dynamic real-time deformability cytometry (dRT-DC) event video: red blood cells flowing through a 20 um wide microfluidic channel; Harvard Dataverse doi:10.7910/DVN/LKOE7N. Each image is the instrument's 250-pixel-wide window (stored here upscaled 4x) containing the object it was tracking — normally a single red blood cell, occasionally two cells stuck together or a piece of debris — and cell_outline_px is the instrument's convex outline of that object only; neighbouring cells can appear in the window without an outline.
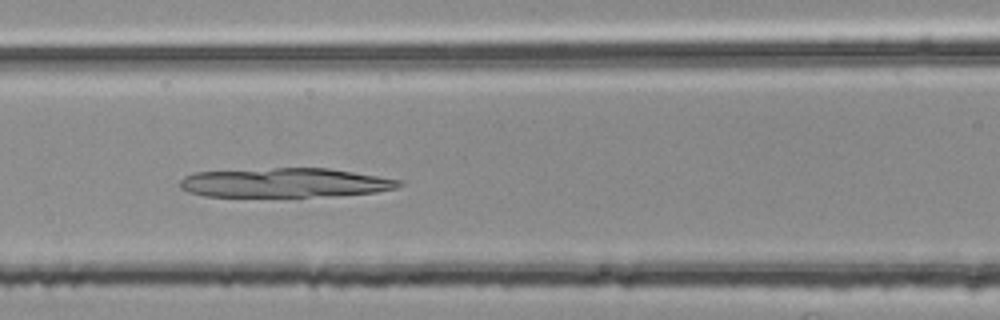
{"species": "common noctule bat (a hibernating species)", "species_latin": "Nyctalus noctula", "temperature_condition": "room temperature", "stored_images_in_passage": 34, "camera_frame_rate_fps": 3000, "um_per_image_px": 0.085, "animal": {"sex": "female", "body_mass_g": 25.1}, "frame": {"image": 1, "passage_image": 7, "time_ms": 2.0, "image_size_px": [1000, 320], "cell_outline_px": [[404, 184], [396, 188], [376, 192], [308, 196], [204, 196], [188, 192], [180, 188], [180, 180], [184, 176], [196, 172], [272, 168], [328, 168], [404, 180]], "centroid_in_image_um": [24.21, 15.52], "position_along_channel_um": 142.4, "area_um2": 37.11}}
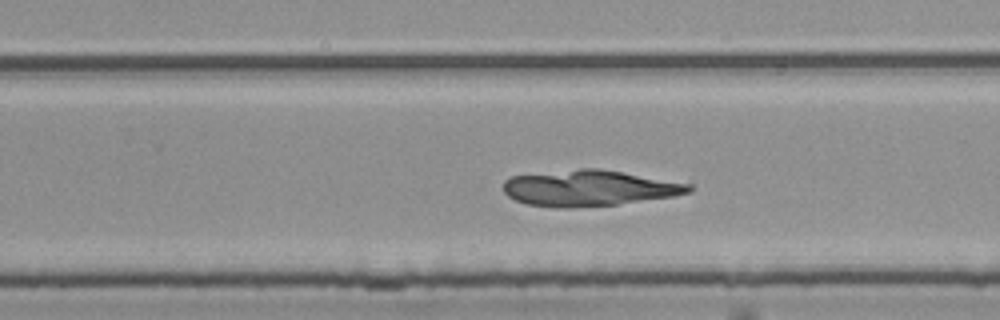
{"frame": {"image": 2, "passage_image": 18, "time_ms": 5.667, "image_size_px": [1000, 320], "cell_outline_px": [[696, 188], [692, 192], [672, 196], [616, 204], [572, 208], [556, 208], [524, 204], [508, 196], [504, 192], [504, 180], [512, 176], [580, 168], [600, 168], [692, 184]], "centroid_in_image_um": [50.08, 15.99], "position_along_channel_um": 279.7, "area_um2": 38.9}}
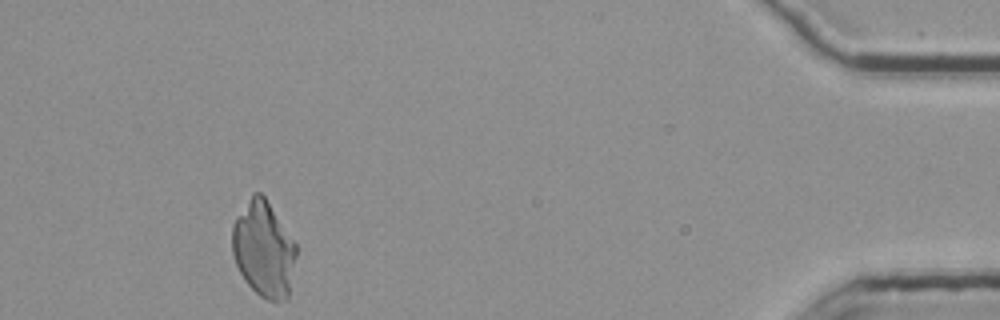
{"frame": {"image": 3, "passage_image": 34, "time_ms": 11.0, "image_size_px": [1000, 320], "cell_outline_px": [[296, 256], [288, 300], [268, 300], [260, 296], [244, 280], [236, 264], [232, 252], [232, 224], [236, 216], [252, 192], [260, 192], [264, 196], [296, 244]], "centroid_in_image_um": [22.39, 21.17], "position_along_channel_um": 412.8, "area_um2": 35.6}}